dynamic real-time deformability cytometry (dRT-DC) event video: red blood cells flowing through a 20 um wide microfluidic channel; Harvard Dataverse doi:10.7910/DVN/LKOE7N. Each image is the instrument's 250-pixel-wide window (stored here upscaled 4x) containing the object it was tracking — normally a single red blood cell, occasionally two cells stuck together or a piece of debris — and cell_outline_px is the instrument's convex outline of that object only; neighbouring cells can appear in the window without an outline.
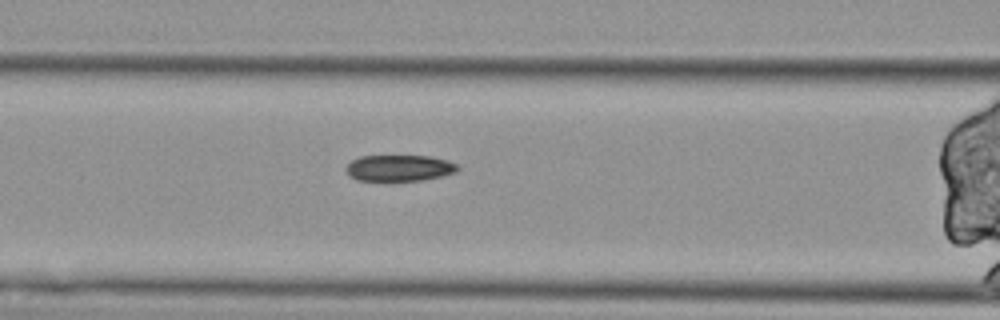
{"species": "Egyptian fruit bat (a non-hibernating species)", "species_latin": "Rousettus aegyptiacus", "temperature_condition": "cold", "stored_images_in_passage": 41, "segment_of_instrument_passage": [2, 2], "camera_frame_rate_fps": 3000, "um_per_image_px": 0.085, "animal": {"sex": "female"}, "frame": {"image": 1, "passage_image": 14, "time_ms": 4.333, "image_size_px": [1000, 320], "cell_outline_px": [[460, 168], [456, 172], [440, 176], [420, 180], [356, 180], [344, 168], [352, 160], [360, 156], [432, 156], [448, 160], [456, 164]], "centroid_in_image_um": [33.96, 14.26], "position_along_channel_um": 132.6, "area_um2": 16.88}}
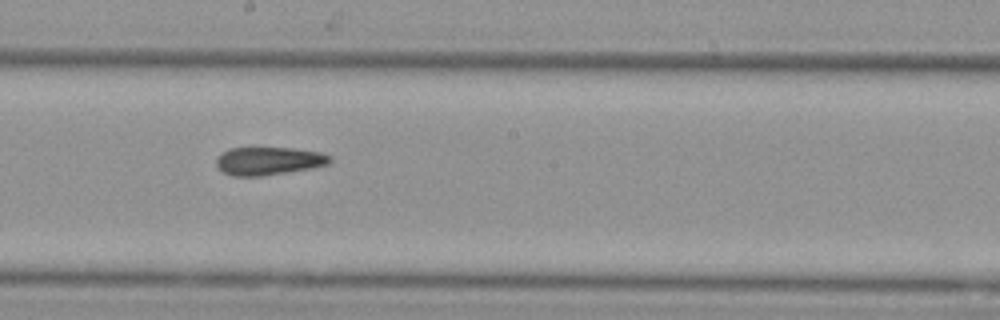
{"frame": {"image": 2, "passage_image": 22, "time_ms": 7.0, "image_size_px": [1000, 320], "cell_outline_px": [[332, 160], [328, 164], [312, 168], [288, 172], [260, 176], [232, 176], [224, 172], [216, 164], [216, 160], [228, 148], [292, 148], [320, 152], [332, 156]], "centroid_in_image_um": [22.87, 13.68], "position_along_channel_um": 225.3, "area_um2": 18.44}}
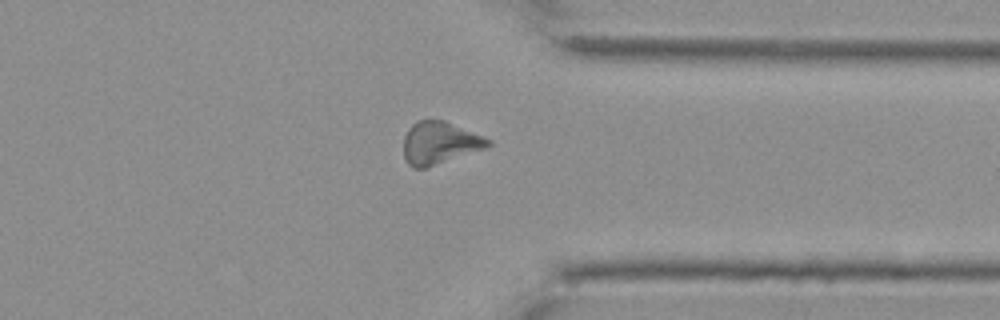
{"frame": {"image": 3, "passage_image": 35, "time_ms": 11.333, "image_size_px": [1000, 320], "cell_outline_px": [[492, 144], [484, 148], [424, 168], [412, 168], [408, 164], [404, 156], [404, 136], [408, 128], [412, 124], [420, 120], [444, 120], [484, 136], [492, 140]], "centroid_in_image_um": [37.35, 12.13], "position_along_channel_um": 374.1, "area_um2": 20.63}}